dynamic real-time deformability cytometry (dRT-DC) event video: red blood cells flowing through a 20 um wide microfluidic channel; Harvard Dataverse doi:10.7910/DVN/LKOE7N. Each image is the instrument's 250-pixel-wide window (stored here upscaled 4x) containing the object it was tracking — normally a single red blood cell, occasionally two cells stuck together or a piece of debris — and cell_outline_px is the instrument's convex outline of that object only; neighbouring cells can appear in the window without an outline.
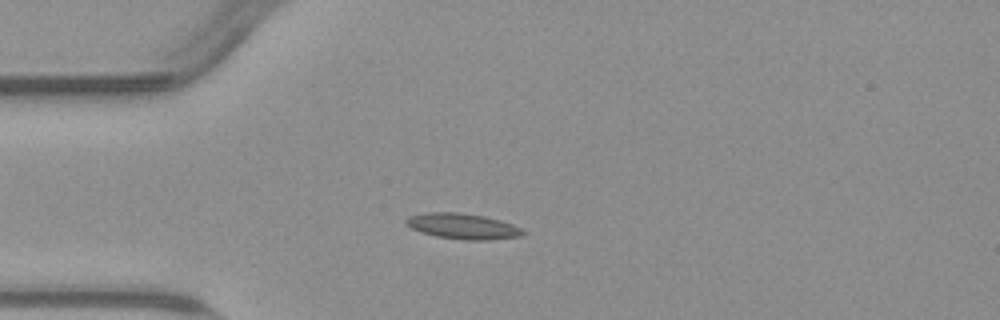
{"species": "common noctule bat (a hibernating species)", "species_latin": "Nyctalus noctula", "temperature_condition": "warm", "stored_images_in_passage": 41, "camera_frame_rate_fps": 3000, "um_per_image_px": 0.085, "animal": {"sex": "male", "body_mass_g": 23.1, "forearm_length_mm": 52.7}, "frame": {"image": 1, "passage_image": 1, "time_ms": 0.0, "image_size_px": [1000, 320], "cell_outline_px": [[524, 232], [520, 236], [488, 240], [464, 240], [436, 236], [412, 228], [404, 220], [408, 216], [428, 212], [460, 212], [484, 216], [500, 220], [512, 224], [520, 228]], "centroid_in_image_um": [39.33, 19.22], "position_along_channel_um": 45.7, "area_um2": 17.22}}
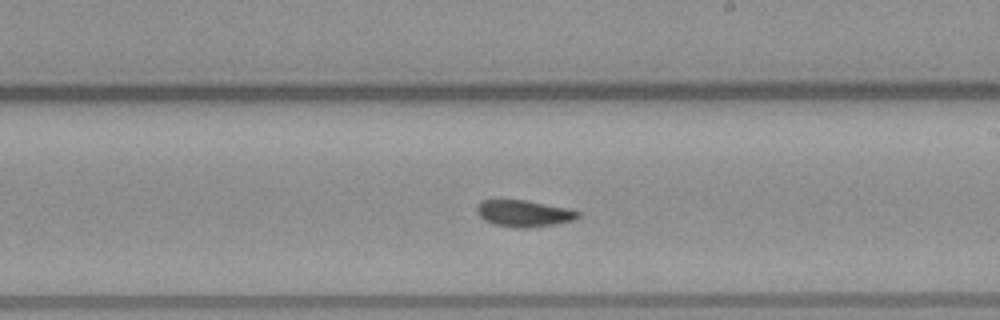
{"frame": {"image": 2, "passage_image": 18, "time_ms": 5.667, "image_size_px": [1000, 320], "cell_outline_px": [[580, 216], [572, 220], [556, 224], [524, 228], [516, 228], [496, 224], [484, 220], [476, 212], [476, 208], [484, 200], [524, 200], [568, 208], [580, 212]], "centroid_in_image_um": [44.54, 18.14], "position_along_channel_um": 244.5, "area_um2": 15.43}}
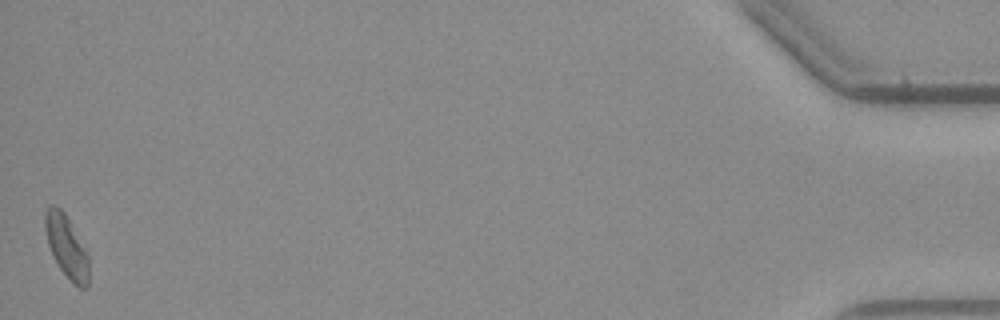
{"frame": {"image": 3, "passage_image": 41, "time_ms": 13.333, "image_size_px": [1000, 320], "cell_outline_px": [[88, 284], [84, 288], [80, 288], [60, 268], [52, 256], [48, 244], [44, 228], [44, 212], [52, 204], [56, 204], [64, 212], [84, 248], [88, 256]], "centroid_in_image_um": [5.61, 20.9], "position_along_channel_um": 429.6, "area_um2": 15.49}, "authors_computed_cell_mechanics": {"area_um2": 15.7794, "velocity_mm_per_s": 3.7791, "shape_relaxation_time_tau1_ms": 9.7342, "shape_relaxation_time_tau2_ms": 2.7139, "deformation_change_tau1": 0.17, "deformation_change_tau2": 0.0667}}